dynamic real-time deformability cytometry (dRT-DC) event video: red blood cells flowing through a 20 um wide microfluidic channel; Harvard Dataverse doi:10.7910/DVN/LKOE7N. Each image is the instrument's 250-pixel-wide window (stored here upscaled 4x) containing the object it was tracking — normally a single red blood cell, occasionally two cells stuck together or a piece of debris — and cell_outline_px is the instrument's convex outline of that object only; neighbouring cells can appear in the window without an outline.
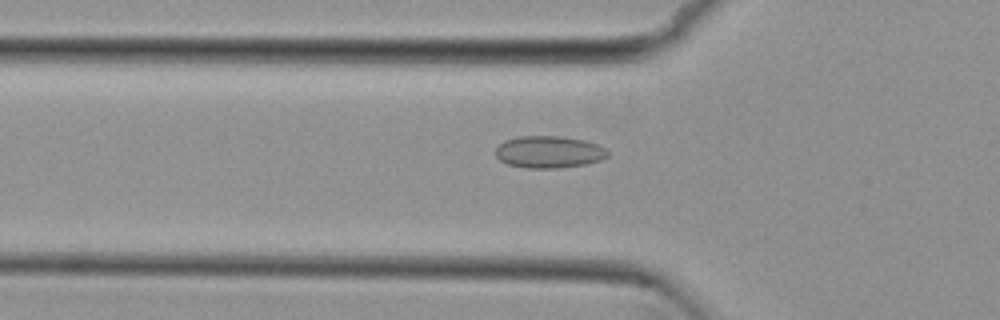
{"species": "common noctule bat (a hibernating species)", "species_latin": "Nyctalus noctula", "temperature_condition": "cold", "stored_images_in_passage": 54, "camera_frame_rate_fps": 3000, "um_per_image_px": 0.085, "animal": {"sex": "female", "body_mass_g": 29.2, "forearm_length_mm": 56.3}, "frame": {"image": 1, "passage_image": 18, "time_ms": 5.667, "image_size_px": [1000, 320], "cell_outline_px": [[608, 156], [600, 160], [584, 164], [560, 168], [524, 168], [508, 164], [500, 160], [496, 156], [496, 148], [504, 140], [520, 136], [560, 136], [584, 140], [596, 144], [604, 148], [608, 152]], "centroid_in_image_um": [46.64, 12.92], "position_along_channel_um": 79.2, "area_um2": 20.87}}
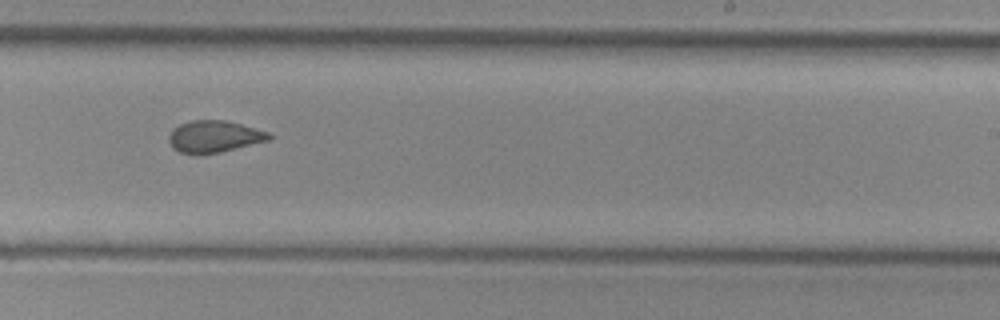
{"frame": {"image": 2, "passage_image": 33, "time_ms": 10.667, "image_size_px": [1000, 320], "cell_outline_px": [[272, 136], [268, 140], [220, 152], [196, 156], [180, 152], [172, 148], [168, 140], [168, 136], [172, 128], [180, 124], [192, 120], [224, 120], [240, 124], [268, 132]], "centroid_in_image_um": [18.13, 11.62], "position_along_channel_um": 270.9, "area_um2": 18.67}}
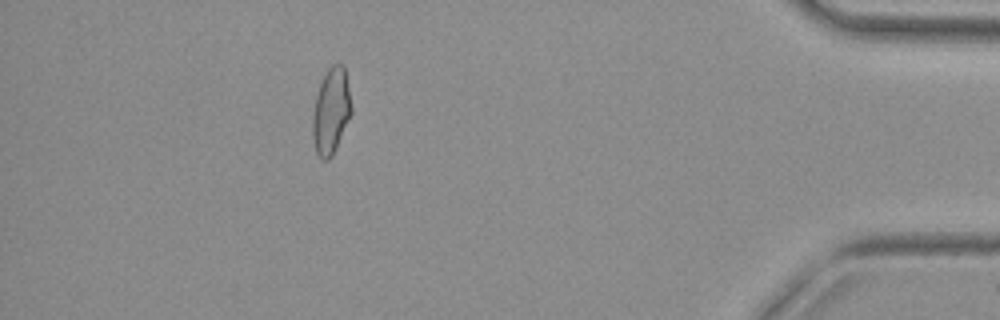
{"frame": {"image": 3, "passage_image": 48, "time_ms": 15.667, "image_size_px": [1000, 320], "cell_outline_px": [[352, 112], [332, 156], [328, 160], [324, 160], [316, 152], [312, 136], [312, 116], [316, 96], [320, 84], [328, 68], [332, 64], [344, 64], [352, 108]], "centroid_in_image_um": [28.13, 9.44], "position_along_channel_um": 407.1, "area_um2": 19.25}, "authors_computed_cell_mechanics": {"area_um2": 19.4497, "velocity_mm_per_s": 3.8269, "shape_relaxation_time_tau1_ms": null, "shape_relaxation_time_tau2_ms": 1.8665, "deformation_change_tau1": null, "deformation_change_tau2": 0.0625}}